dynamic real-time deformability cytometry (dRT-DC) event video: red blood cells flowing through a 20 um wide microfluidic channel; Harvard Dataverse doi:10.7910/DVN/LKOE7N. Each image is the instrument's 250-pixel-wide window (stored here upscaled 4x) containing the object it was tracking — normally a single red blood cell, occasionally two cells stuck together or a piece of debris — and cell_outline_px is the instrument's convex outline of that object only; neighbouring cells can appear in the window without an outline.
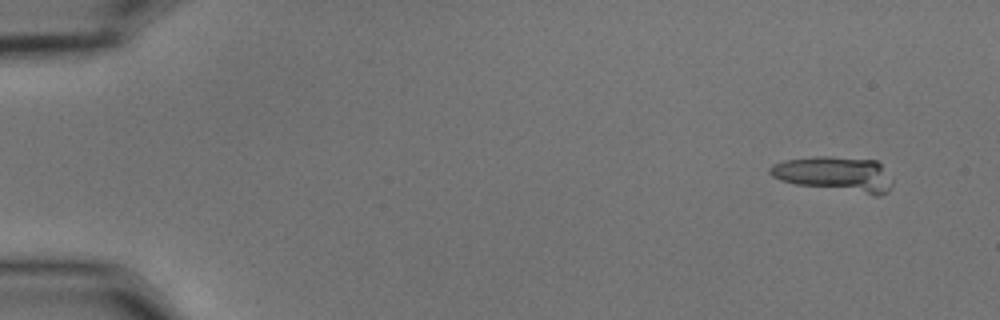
{"species": "common noctule bat (a hibernating species)", "species_latin": "Nyctalus noctula", "temperature_condition": "cold", "stored_images_in_passage": 53, "camera_frame_rate_fps": 3000, "um_per_image_px": 0.085, "animal": {"sex": "male", "body_mass_g": 15.6}, "frame": {"image": 1, "passage_image": 2, "time_ms": 0.333, "image_size_px": [1000, 320], "cell_outline_px": [[892, 184], [888, 192], [880, 196], [876, 196], [796, 184], [780, 180], [772, 176], [768, 172], [768, 168], [772, 164], [784, 160], [816, 156], [828, 156], [876, 160], [880, 164], [892, 180]], "centroid_in_image_um": [70.96, 14.8], "position_along_channel_um": 14.0, "area_um2": 25.2}}
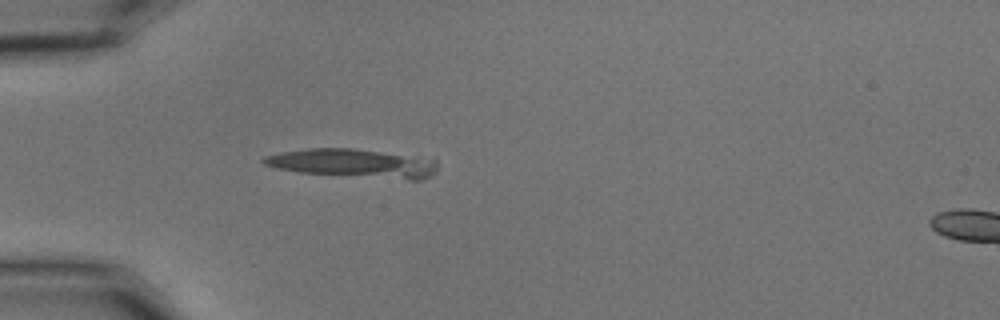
{"frame": {"image": 2, "passage_image": 15, "time_ms": 4.667, "image_size_px": [1000, 320], "cell_outline_px": [[436, 172], [432, 176], [420, 180], [408, 180], [300, 172], [276, 168], [264, 164], [260, 160], [264, 156], [280, 152], [308, 148], [352, 148], [436, 160]], "centroid_in_image_um": [29.99, 13.89], "position_along_channel_um": 55.0, "area_um2": 28.73}}